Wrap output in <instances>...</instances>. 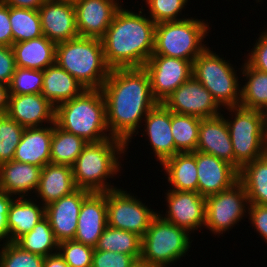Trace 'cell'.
Returning <instances> with one entry per match:
<instances>
[{"label": "cell", "mask_w": 267, "mask_h": 267, "mask_svg": "<svg viewBox=\"0 0 267 267\" xmlns=\"http://www.w3.org/2000/svg\"><path fill=\"white\" fill-rule=\"evenodd\" d=\"M197 192L207 196L225 191L238 182L239 171L225 160L196 151Z\"/></svg>", "instance_id": "cell-16"}, {"label": "cell", "mask_w": 267, "mask_h": 267, "mask_svg": "<svg viewBox=\"0 0 267 267\" xmlns=\"http://www.w3.org/2000/svg\"><path fill=\"white\" fill-rule=\"evenodd\" d=\"M137 261L125 253L95 250L91 267H131Z\"/></svg>", "instance_id": "cell-42"}, {"label": "cell", "mask_w": 267, "mask_h": 267, "mask_svg": "<svg viewBox=\"0 0 267 267\" xmlns=\"http://www.w3.org/2000/svg\"><path fill=\"white\" fill-rule=\"evenodd\" d=\"M107 226V192H91L82 202L75 241L93 248Z\"/></svg>", "instance_id": "cell-20"}, {"label": "cell", "mask_w": 267, "mask_h": 267, "mask_svg": "<svg viewBox=\"0 0 267 267\" xmlns=\"http://www.w3.org/2000/svg\"><path fill=\"white\" fill-rule=\"evenodd\" d=\"M90 193L77 188L72 193L45 206V217L58 242L74 239L82 202Z\"/></svg>", "instance_id": "cell-18"}, {"label": "cell", "mask_w": 267, "mask_h": 267, "mask_svg": "<svg viewBox=\"0 0 267 267\" xmlns=\"http://www.w3.org/2000/svg\"><path fill=\"white\" fill-rule=\"evenodd\" d=\"M225 109L229 111L228 118H230L224 117L233 146L235 168L239 171L244 165L267 153L264 115L263 111L241 106Z\"/></svg>", "instance_id": "cell-9"}, {"label": "cell", "mask_w": 267, "mask_h": 267, "mask_svg": "<svg viewBox=\"0 0 267 267\" xmlns=\"http://www.w3.org/2000/svg\"><path fill=\"white\" fill-rule=\"evenodd\" d=\"M200 120L201 118L195 116L171 111V133L175 141V155L196 151Z\"/></svg>", "instance_id": "cell-35"}, {"label": "cell", "mask_w": 267, "mask_h": 267, "mask_svg": "<svg viewBox=\"0 0 267 267\" xmlns=\"http://www.w3.org/2000/svg\"><path fill=\"white\" fill-rule=\"evenodd\" d=\"M209 24L204 19L193 17L156 24L152 55H164L193 62L208 47L204 43L206 36H209L211 28Z\"/></svg>", "instance_id": "cell-6"}, {"label": "cell", "mask_w": 267, "mask_h": 267, "mask_svg": "<svg viewBox=\"0 0 267 267\" xmlns=\"http://www.w3.org/2000/svg\"><path fill=\"white\" fill-rule=\"evenodd\" d=\"M190 237L186 229L157 214L142 237L140 261L148 267L174 266L188 254L193 242Z\"/></svg>", "instance_id": "cell-7"}, {"label": "cell", "mask_w": 267, "mask_h": 267, "mask_svg": "<svg viewBox=\"0 0 267 267\" xmlns=\"http://www.w3.org/2000/svg\"><path fill=\"white\" fill-rule=\"evenodd\" d=\"M163 104L173 113L201 119L222 114L212 94L193 76L170 94Z\"/></svg>", "instance_id": "cell-13"}, {"label": "cell", "mask_w": 267, "mask_h": 267, "mask_svg": "<svg viewBox=\"0 0 267 267\" xmlns=\"http://www.w3.org/2000/svg\"><path fill=\"white\" fill-rule=\"evenodd\" d=\"M166 213L160 215L163 219L186 229L189 233L205 226L206 198L198 192L166 190ZM202 227V228H201Z\"/></svg>", "instance_id": "cell-14"}, {"label": "cell", "mask_w": 267, "mask_h": 267, "mask_svg": "<svg viewBox=\"0 0 267 267\" xmlns=\"http://www.w3.org/2000/svg\"><path fill=\"white\" fill-rule=\"evenodd\" d=\"M120 1V2H119ZM121 0H77L74 2L80 37L101 39L122 7Z\"/></svg>", "instance_id": "cell-15"}, {"label": "cell", "mask_w": 267, "mask_h": 267, "mask_svg": "<svg viewBox=\"0 0 267 267\" xmlns=\"http://www.w3.org/2000/svg\"><path fill=\"white\" fill-rule=\"evenodd\" d=\"M143 68L149 75L153 98L158 103H163L192 77L193 62L164 55H151Z\"/></svg>", "instance_id": "cell-12"}, {"label": "cell", "mask_w": 267, "mask_h": 267, "mask_svg": "<svg viewBox=\"0 0 267 267\" xmlns=\"http://www.w3.org/2000/svg\"><path fill=\"white\" fill-rule=\"evenodd\" d=\"M84 90V86L56 62L43 71L41 94L55 107L75 98Z\"/></svg>", "instance_id": "cell-27"}, {"label": "cell", "mask_w": 267, "mask_h": 267, "mask_svg": "<svg viewBox=\"0 0 267 267\" xmlns=\"http://www.w3.org/2000/svg\"><path fill=\"white\" fill-rule=\"evenodd\" d=\"M141 244L142 237L136 233L107 225L94 249L125 253L139 261L141 258Z\"/></svg>", "instance_id": "cell-33"}, {"label": "cell", "mask_w": 267, "mask_h": 267, "mask_svg": "<svg viewBox=\"0 0 267 267\" xmlns=\"http://www.w3.org/2000/svg\"><path fill=\"white\" fill-rule=\"evenodd\" d=\"M35 198L15 197L12 200L7 217L9 242H15L22 235L31 232L45 217V206Z\"/></svg>", "instance_id": "cell-26"}, {"label": "cell", "mask_w": 267, "mask_h": 267, "mask_svg": "<svg viewBox=\"0 0 267 267\" xmlns=\"http://www.w3.org/2000/svg\"><path fill=\"white\" fill-rule=\"evenodd\" d=\"M100 90L111 137L123 141L128 149L143 127L142 120L158 103L151 93L149 75L143 67L112 69Z\"/></svg>", "instance_id": "cell-1"}, {"label": "cell", "mask_w": 267, "mask_h": 267, "mask_svg": "<svg viewBox=\"0 0 267 267\" xmlns=\"http://www.w3.org/2000/svg\"><path fill=\"white\" fill-rule=\"evenodd\" d=\"M77 189L71 166L48 163L42 168L37 199L43 206L59 200Z\"/></svg>", "instance_id": "cell-25"}, {"label": "cell", "mask_w": 267, "mask_h": 267, "mask_svg": "<svg viewBox=\"0 0 267 267\" xmlns=\"http://www.w3.org/2000/svg\"><path fill=\"white\" fill-rule=\"evenodd\" d=\"M44 267H69L59 252L44 258Z\"/></svg>", "instance_id": "cell-49"}, {"label": "cell", "mask_w": 267, "mask_h": 267, "mask_svg": "<svg viewBox=\"0 0 267 267\" xmlns=\"http://www.w3.org/2000/svg\"><path fill=\"white\" fill-rule=\"evenodd\" d=\"M10 7L38 10L46 0H1Z\"/></svg>", "instance_id": "cell-48"}, {"label": "cell", "mask_w": 267, "mask_h": 267, "mask_svg": "<svg viewBox=\"0 0 267 267\" xmlns=\"http://www.w3.org/2000/svg\"><path fill=\"white\" fill-rule=\"evenodd\" d=\"M248 219L252 228L267 243V205L249 204Z\"/></svg>", "instance_id": "cell-44"}, {"label": "cell", "mask_w": 267, "mask_h": 267, "mask_svg": "<svg viewBox=\"0 0 267 267\" xmlns=\"http://www.w3.org/2000/svg\"><path fill=\"white\" fill-rule=\"evenodd\" d=\"M59 254L69 267H91L94 248L81 242L65 240L59 242Z\"/></svg>", "instance_id": "cell-41"}, {"label": "cell", "mask_w": 267, "mask_h": 267, "mask_svg": "<svg viewBox=\"0 0 267 267\" xmlns=\"http://www.w3.org/2000/svg\"><path fill=\"white\" fill-rule=\"evenodd\" d=\"M9 88L7 85L0 83V116L5 115L8 110Z\"/></svg>", "instance_id": "cell-50"}, {"label": "cell", "mask_w": 267, "mask_h": 267, "mask_svg": "<svg viewBox=\"0 0 267 267\" xmlns=\"http://www.w3.org/2000/svg\"><path fill=\"white\" fill-rule=\"evenodd\" d=\"M123 7L101 38L104 58L111 70L144 67L154 51L156 23L146 16L143 7L139 13Z\"/></svg>", "instance_id": "cell-2"}, {"label": "cell", "mask_w": 267, "mask_h": 267, "mask_svg": "<svg viewBox=\"0 0 267 267\" xmlns=\"http://www.w3.org/2000/svg\"><path fill=\"white\" fill-rule=\"evenodd\" d=\"M192 76L199 81L222 108L240 105L241 85L237 71L229 60L208 46L193 61Z\"/></svg>", "instance_id": "cell-8"}, {"label": "cell", "mask_w": 267, "mask_h": 267, "mask_svg": "<svg viewBox=\"0 0 267 267\" xmlns=\"http://www.w3.org/2000/svg\"><path fill=\"white\" fill-rule=\"evenodd\" d=\"M87 142L53 124L50 163L71 166L81 154Z\"/></svg>", "instance_id": "cell-32"}, {"label": "cell", "mask_w": 267, "mask_h": 267, "mask_svg": "<svg viewBox=\"0 0 267 267\" xmlns=\"http://www.w3.org/2000/svg\"><path fill=\"white\" fill-rule=\"evenodd\" d=\"M43 70L16 67L8 85L9 94H41Z\"/></svg>", "instance_id": "cell-38"}, {"label": "cell", "mask_w": 267, "mask_h": 267, "mask_svg": "<svg viewBox=\"0 0 267 267\" xmlns=\"http://www.w3.org/2000/svg\"><path fill=\"white\" fill-rule=\"evenodd\" d=\"M263 115H264V129L267 137V108L263 111Z\"/></svg>", "instance_id": "cell-51"}, {"label": "cell", "mask_w": 267, "mask_h": 267, "mask_svg": "<svg viewBox=\"0 0 267 267\" xmlns=\"http://www.w3.org/2000/svg\"><path fill=\"white\" fill-rule=\"evenodd\" d=\"M145 123V124H144ZM142 137H147L152 153L160 165L175 155V141L171 133V111L157 103L143 119Z\"/></svg>", "instance_id": "cell-19"}, {"label": "cell", "mask_w": 267, "mask_h": 267, "mask_svg": "<svg viewBox=\"0 0 267 267\" xmlns=\"http://www.w3.org/2000/svg\"><path fill=\"white\" fill-rule=\"evenodd\" d=\"M41 172V167L29 163L14 160L3 163L0 165V189L14 197L32 196L39 186Z\"/></svg>", "instance_id": "cell-23"}, {"label": "cell", "mask_w": 267, "mask_h": 267, "mask_svg": "<svg viewBox=\"0 0 267 267\" xmlns=\"http://www.w3.org/2000/svg\"><path fill=\"white\" fill-rule=\"evenodd\" d=\"M196 151L211 154L235 167V156L224 114L200 120Z\"/></svg>", "instance_id": "cell-22"}, {"label": "cell", "mask_w": 267, "mask_h": 267, "mask_svg": "<svg viewBox=\"0 0 267 267\" xmlns=\"http://www.w3.org/2000/svg\"><path fill=\"white\" fill-rule=\"evenodd\" d=\"M248 208L247 193L238 181L231 188L206 197L204 228L220 236L247 218Z\"/></svg>", "instance_id": "cell-10"}, {"label": "cell", "mask_w": 267, "mask_h": 267, "mask_svg": "<svg viewBox=\"0 0 267 267\" xmlns=\"http://www.w3.org/2000/svg\"><path fill=\"white\" fill-rule=\"evenodd\" d=\"M245 57V61L254 69L267 73V29L262 31L255 44Z\"/></svg>", "instance_id": "cell-43"}, {"label": "cell", "mask_w": 267, "mask_h": 267, "mask_svg": "<svg viewBox=\"0 0 267 267\" xmlns=\"http://www.w3.org/2000/svg\"><path fill=\"white\" fill-rule=\"evenodd\" d=\"M60 1H70V2H75L77 0H60Z\"/></svg>", "instance_id": "cell-53"}, {"label": "cell", "mask_w": 267, "mask_h": 267, "mask_svg": "<svg viewBox=\"0 0 267 267\" xmlns=\"http://www.w3.org/2000/svg\"><path fill=\"white\" fill-rule=\"evenodd\" d=\"M238 181L245 188L249 204L267 205V153L244 165Z\"/></svg>", "instance_id": "cell-30"}, {"label": "cell", "mask_w": 267, "mask_h": 267, "mask_svg": "<svg viewBox=\"0 0 267 267\" xmlns=\"http://www.w3.org/2000/svg\"><path fill=\"white\" fill-rule=\"evenodd\" d=\"M55 124L87 143L111 138L106 104L100 89H85L75 98L55 107Z\"/></svg>", "instance_id": "cell-4"}, {"label": "cell", "mask_w": 267, "mask_h": 267, "mask_svg": "<svg viewBox=\"0 0 267 267\" xmlns=\"http://www.w3.org/2000/svg\"><path fill=\"white\" fill-rule=\"evenodd\" d=\"M53 124L25 128L13 160L43 168L50 163Z\"/></svg>", "instance_id": "cell-24"}, {"label": "cell", "mask_w": 267, "mask_h": 267, "mask_svg": "<svg viewBox=\"0 0 267 267\" xmlns=\"http://www.w3.org/2000/svg\"><path fill=\"white\" fill-rule=\"evenodd\" d=\"M131 267H148V266L145 263H143L142 261L139 260Z\"/></svg>", "instance_id": "cell-52"}, {"label": "cell", "mask_w": 267, "mask_h": 267, "mask_svg": "<svg viewBox=\"0 0 267 267\" xmlns=\"http://www.w3.org/2000/svg\"><path fill=\"white\" fill-rule=\"evenodd\" d=\"M0 249V267H44V256L28 252L15 242Z\"/></svg>", "instance_id": "cell-39"}, {"label": "cell", "mask_w": 267, "mask_h": 267, "mask_svg": "<svg viewBox=\"0 0 267 267\" xmlns=\"http://www.w3.org/2000/svg\"><path fill=\"white\" fill-rule=\"evenodd\" d=\"M169 190L197 192L196 151L177 153L162 164Z\"/></svg>", "instance_id": "cell-29"}, {"label": "cell", "mask_w": 267, "mask_h": 267, "mask_svg": "<svg viewBox=\"0 0 267 267\" xmlns=\"http://www.w3.org/2000/svg\"><path fill=\"white\" fill-rule=\"evenodd\" d=\"M15 197L0 189V246L9 242L7 217L12 200Z\"/></svg>", "instance_id": "cell-46"}, {"label": "cell", "mask_w": 267, "mask_h": 267, "mask_svg": "<svg viewBox=\"0 0 267 267\" xmlns=\"http://www.w3.org/2000/svg\"><path fill=\"white\" fill-rule=\"evenodd\" d=\"M15 243L22 249L47 257L58 252L59 242L46 217L41 219L31 232L18 238Z\"/></svg>", "instance_id": "cell-34"}, {"label": "cell", "mask_w": 267, "mask_h": 267, "mask_svg": "<svg viewBox=\"0 0 267 267\" xmlns=\"http://www.w3.org/2000/svg\"><path fill=\"white\" fill-rule=\"evenodd\" d=\"M148 9V16L156 23L178 21L182 17V10L190 0H142ZM187 3V4H186Z\"/></svg>", "instance_id": "cell-40"}, {"label": "cell", "mask_w": 267, "mask_h": 267, "mask_svg": "<svg viewBox=\"0 0 267 267\" xmlns=\"http://www.w3.org/2000/svg\"><path fill=\"white\" fill-rule=\"evenodd\" d=\"M13 45L9 6L0 0V46Z\"/></svg>", "instance_id": "cell-47"}, {"label": "cell", "mask_w": 267, "mask_h": 267, "mask_svg": "<svg viewBox=\"0 0 267 267\" xmlns=\"http://www.w3.org/2000/svg\"><path fill=\"white\" fill-rule=\"evenodd\" d=\"M13 44L43 36L38 10L9 6Z\"/></svg>", "instance_id": "cell-36"}, {"label": "cell", "mask_w": 267, "mask_h": 267, "mask_svg": "<svg viewBox=\"0 0 267 267\" xmlns=\"http://www.w3.org/2000/svg\"><path fill=\"white\" fill-rule=\"evenodd\" d=\"M6 114L25 128L55 123V106L42 94H10Z\"/></svg>", "instance_id": "cell-21"}, {"label": "cell", "mask_w": 267, "mask_h": 267, "mask_svg": "<svg viewBox=\"0 0 267 267\" xmlns=\"http://www.w3.org/2000/svg\"><path fill=\"white\" fill-rule=\"evenodd\" d=\"M120 187L107 191V225L143 237L158 212Z\"/></svg>", "instance_id": "cell-11"}, {"label": "cell", "mask_w": 267, "mask_h": 267, "mask_svg": "<svg viewBox=\"0 0 267 267\" xmlns=\"http://www.w3.org/2000/svg\"><path fill=\"white\" fill-rule=\"evenodd\" d=\"M15 69V54L12 47L0 46V83L8 86Z\"/></svg>", "instance_id": "cell-45"}, {"label": "cell", "mask_w": 267, "mask_h": 267, "mask_svg": "<svg viewBox=\"0 0 267 267\" xmlns=\"http://www.w3.org/2000/svg\"><path fill=\"white\" fill-rule=\"evenodd\" d=\"M240 69L246 82L241 86L239 106L264 111L267 108V73L252 68L246 61Z\"/></svg>", "instance_id": "cell-31"}, {"label": "cell", "mask_w": 267, "mask_h": 267, "mask_svg": "<svg viewBox=\"0 0 267 267\" xmlns=\"http://www.w3.org/2000/svg\"><path fill=\"white\" fill-rule=\"evenodd\" d=\"M24 130L7 114L0 116V165L13 160Z\"/></svg>", "instance_id": "cell-37"}, {"label": "cell", "mask_w": 267, "mask_h": 267, "mask_svg": "<svg viewBox=\"0 0 267 267\" xmlns=\"http://www.w3.org/2000/svg\"><path fill=\"white\" fill-rule=\"evenodd\" d=\"M126 152V144L114 137L96 143H87L72 165L76 187L89 192H107L117 189L111 181H107L120 173L122 168L120 160L124 158L122 156Z\"/></svg>", "instance_id": "cell-3"}, {"label": "cell", "mask_w": 267, "mask_h": 267, "mask_svg": "<svg viewBox=\"0 0 267 267\" xmlns=\"http://www.w3.org/2000/svg\"><path fill=\"white\" fill-rule=\"evenodd\" d=\"M42 33L55 44L78 37L74 2L46 0L38 9Z\"/></svg>", "instance_id": "cell-17"}, {"label": "cell", "mask_w": 267, "mask_h": 267, "mask_svg": "<svg viewBox=\"0 0 267 267\" xmlns=\"http://www.w3.org/2000/svg\"><path fill=\"white\" fill-rule=\"evenodd\" d=\"M55 62L85 89H101L111 70L98 38L78 36L56 44Z\"/></svg>", "instance_id": "cell-5"}, {"label": "cell", "mask_w": 267, "mask_h": 267, "mask_svg": "<svg viewBox=\"0 0 267 267\" xmlns=\"http://www.w3.org/2000/svg\"><path fill=\"white\" fill-rule=\"evenodd\" d=\"M16 67L45 70L55 63L56 44L44 35L12 45Z\"/></svg>", "instance_id": "cell-28"}]
</instances>
